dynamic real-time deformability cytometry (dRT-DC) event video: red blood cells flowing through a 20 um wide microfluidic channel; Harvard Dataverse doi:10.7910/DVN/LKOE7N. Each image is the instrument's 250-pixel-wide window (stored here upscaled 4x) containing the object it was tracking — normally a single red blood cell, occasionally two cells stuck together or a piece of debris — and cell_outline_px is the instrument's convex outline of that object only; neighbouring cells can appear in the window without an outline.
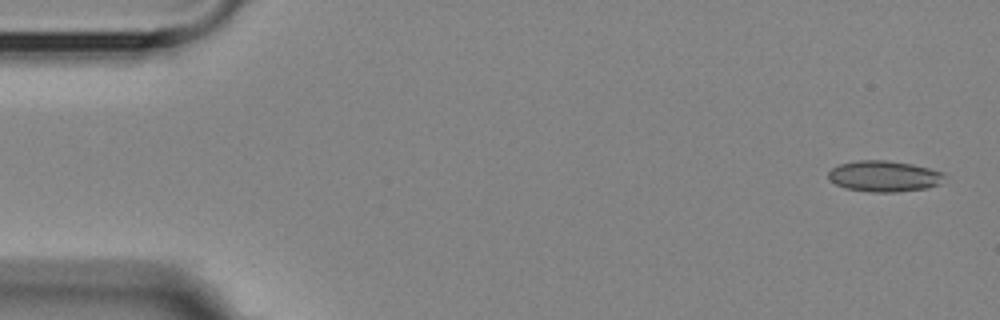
{"species": "Egyptian fruit bat (a non-hibernating species)", "species_latin": "Rousettus aegyptiacus", "temperature_condition": "room temperature", "stored_images_in_passage": 4, "camera_frame_rate_fps": 3000, "um_per_image_px": 0.085, "animal": {"sex": "female"}, "frame": {"image": 1, "passage_image": 1, "time_ms": 0.0, "image_size_px": [1000, 320], "cell_outline_px": [[944, 176], [936, 184], [928, 188], [896, 192], [868, 192], [844, 188], [828, 180], [828, 172], [832, 168], [840, 164], [860, 160], [888, 160], [912, 164], [944, 172]], "centroid_in_image_um": [75.1, 14.98], "position_along_channel_um": 9.9, "area_um2": 20.92}}